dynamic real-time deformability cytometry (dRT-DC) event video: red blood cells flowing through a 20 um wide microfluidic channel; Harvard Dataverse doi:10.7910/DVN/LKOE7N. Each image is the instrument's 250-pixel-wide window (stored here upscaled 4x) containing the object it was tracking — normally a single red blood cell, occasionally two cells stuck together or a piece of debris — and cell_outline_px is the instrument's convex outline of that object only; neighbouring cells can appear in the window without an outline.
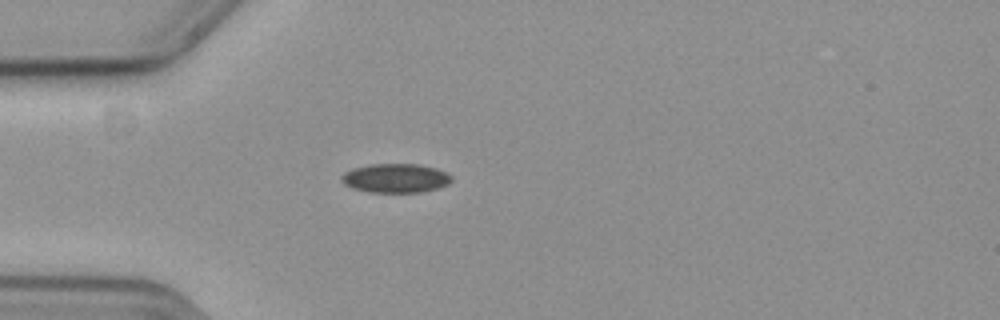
{"species": "common noctule bat (a hibernating species)", "species_latin": "Nyctalus noctula", "temperature_condition": "cold", "stored_images_in_passage": 45, "camera_frame_rate_fps": 3000, "um_per_image_px": 0.085, "animal": {"sex": "female", "body_mass_g": 19.3, "forearm_length_mm": 54.1}, "frame": {"image": 1, "passage_image": 4, "time_ms": 1.0, "image_size_px": [1000, 320], "cell_outline_px": [[452, 180], [448, 184], [436, 188], [420, 192], [368, 192], [352, 188], [344, 184], [340, 180], [340, 176], [344, 172], [352, 168], [372, 164], [420, 164], [436, 168], [448, 172], [452, 176]], "centroid_in_image_um": [33.61, 15.13], "position_along_channel_um": 51.4, "area_um2": 18.79}}
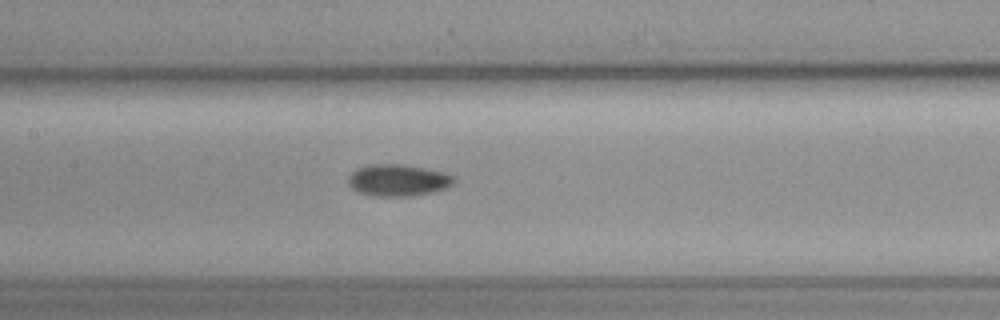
{"frame": {"image": 2, "passage_image": 15, "time_ms": 4.667, "image_size_px": [1000, 320], "cell_outline_px": [[456, 180], [448, 188], [432, 192], [412, 196], [376, 196], [356, 192], [348, 184], [348, 176], [356, 168], [372, 164], [400, 164], [424, 168], [444, 172], [452, 176]], "centroid_in_image_um": [33.81, 15.32], "position_along_channel_um": 173.6, "area_um2": 19.65}}
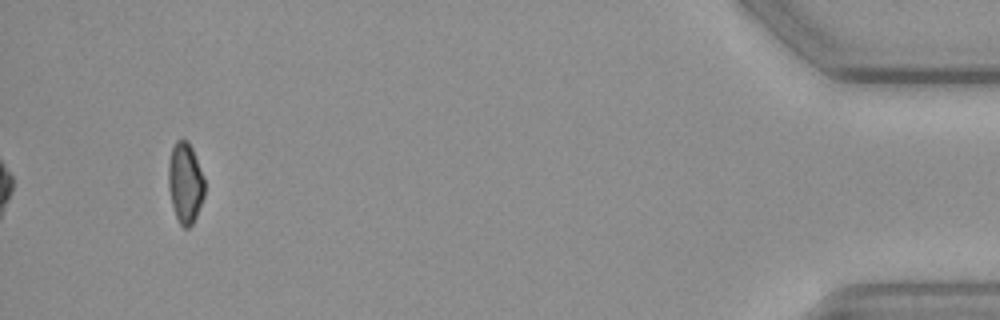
{"frame": {"image": 3, "passage_image": 42, "time_ms": 13.667, "image_size_px": [1000, 320], "cell_outline_px": [[204, 196], [196, 216], [192, 224], [188, 228], [184, 228], [180, 224], [176, 216], [172, 204], [168, 188], [168, 164], [172, 148], [176, 140], [188, 140], [192, 148], [204, 176]], "centroid_in_image_um": [15.74, 15.53], "position_along_channel_um": 419.5, "area_um2": 16.99}, "authors_computed_cell_mechanics": {"area_um2": 18.3804, "velocity_mm_per_s": 3.6256, "shape_relaxation_time_tau1_ms": 4.6575, "shape_relaxation_time_tau2_ms": 8.2661, "deformation_change_tau1": 0.083, "deformation_change_tau2": 0.1008}}